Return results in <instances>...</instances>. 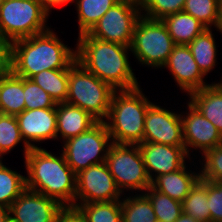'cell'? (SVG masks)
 I'll return each mask as SVG.
<instances>
[{"label":"cell","mask_w":222,"mask_h":222,"mask_svg":"<svg viewBox=\"0 0 222 222\" xmlns=\"http://www.w3.org/2000/svg\"><path fill=\"white\" fill-rule=\"evenodd\" d=\"M141 17V6L128 0H120L87 34L102 41L130 46L137 21Z\"/></svg>","instance_id":"obj_10"},{"label":"cell","mask_w":222,"mask_h":222,"mask_svg":"<svg viewBox=\"0 0 222 222\" xmlns=\"http://www.w3.org/2000/svg\"><path fill=\"white\" fill-rule=\"evenodd\" d=\"M214 37L213 28H207L188 44L195 62L205 76L217 65L218 46Z\"/></svg>","instance_id":"obj_23"},{"label":"cell","mask_w":222,"mask_h":222,"mask_svg":"<svg viewBox=\"0 0 222 222\" xmlns=\"http://www.w3.org/2000/svg\"><path fill=\"white\" fill-rule=\"evenodd\" d=\"M220 17H221V28H222V0H220Z\"/></svg>","instance_id":"obj_43"},{"label":"cell","mask_w":222,"mask_h":222,"mask_svg":"<svg viewBox=\"0 0 222 222\" xmlns=\"http://www.w3.org/2000/svg\"><path fill=\"white\" fill-rule=\"evenodd\" d=\"M114 89L77 61L69 68L66 102L88 112L98 122H104L109 113Z\"/></svg>","instance_id":"obj_5"},{"label":"cell","mask_w":222,"mask_h":222,"mask_svg":"<svg viewBox=\"0 0 222 222\" xmlns=\"http://www.w3.org/2000/svg\"><path fill=\"white\" fill-rule=\"evenodd\" d=\"M208 206L211 222H222V183L208 181Z\"/></svg>","instance_id":"obj_36"},{"label":"cell","mask_w":222,"mask_h":222,"mask_svg":"<svg viewBox=\"0 0 222 222\" xmlns=\"http://www.w3.org/2000/svg\"><path fill=\"white\" fill-rule=\"evenodd\" d=\"M208 181L200 179L182 202L183 213L198 222H211L208 206Z\"/></svg>","instance_id":"obj_27"},{"label":"cell","mask_w":222,"mask_h":222,"mask_svg":"<svg viewBox=\"0 0 222 222\" xmlns=\"http://www.w3.org/2000/svg\"><path fill=\"white\" fill-rule=\"evenodd\" d=\"M62 207L55 199L26 188L9 207L10 222H57Z\"/></svg>","instance_id":"obj_15"},{"label":"cell","mask_w":222,"mask_h":222,"mask_svg":"<svg viewBox=\"0 0 222 222\" xmlns=\"http://www.w3.org/2000/svg\"><path fill=\"white\" fill-rule=\"evenodd\" d=\"M57 222H88L82 211L76 206H63L59 211Z\"/></svg>","instance_id":"obj_37"},{"label":"cell","mask_w":222,"mask_h":222,"mask_svg":"<svg viewBox=\"0 0 222 222\" xmlns=\"http://www.w3.org/2000/svg\"><path fill=\"white\" fill-rule=\"evenodd\" d=\"M141 86L115 90L109 113L104 121L112 143L138 145L143 142L144 124L148 107L152 104Z\"/></svg>","instance_id":"obj_4"},{"label":"cell","mask_w":222,"mask_h":222,"mask_svg":"<svg viewBox=\"0 0 222 222\" xmlns=\"http://www.w3.org/2000/svg\"><path fill=\"white\" fill-rule=\"evenodd\" d=\"M11 44L0 38V78L10 71Z\"/></svg>","instance_id":"obj_38"},{"label":"cell","mask_w":222,"mask_h":222,"mask_svg":"<svg viewBox=\"0 0 222 222\" xmlns=\"http://www.w3.org/2000/svg\"><path fill=\"white\" fill-rule=\"evenodd\" d=\"M187 165L178 171L158 176L152 182V186L170 198L182 203L191 189L201 179L200 168H197L199 171L196 169V172L192 169L190 170L192 166L188 169Z\"/></svg>","instance_id":"obj_19"},{"label":"cell","mask_w":222,"mask_h":222,"mask_svg":"<svg viewBox=\"0 0 222 222\" xmlns=\"http://www.w3.org/2000/svg\"><path fill=\"white\" fill-rule=\"evenodd\" d=\"M24 78L11 70L0 78V113L17 116L25 110Z\"/></svg>","instance_id":"obj_21"},{"label":"cell","mask_w":222,"mask_h":222,"mask_svg":"<svg viewBox=\"0 0 222 222\" xmlns=\"http://www.w3.org/2000/svg\"><path fill=\"white\" fill-rule=\"evenodd\" d=\"M75 45L76 61L114 90H128L140 86L130 66V46L102 41L90 37L87 33L79 35Z\"/></svg>","instance_id":"obj_1"},{"label":"cell","mask_w":222,"mask_h":222,"mask_svg":"<svg viewBox=\"0 0 222 222\" xmlns=\"http://www.w3.org/2000/svg\"><path fill=\"white\" fill-rule=\"evenodd\" d=\"M51 27L39 34L11 43L10 70L31 79L44 70L70 68L76 62V48L63 43Z\"/></svg>","instance_id":"obj_2"},{"label":"cell","mask_w":222,"mask_h":222,"mask_svg":"<svg viewBox=\"0 0 222 222\" xmlns=\"http://www.w3.org/2000/svg\"><path fill=\"white\" fill-rule=\"evenodd\" d=\"M43 9L49 14L54 10L56 7L60 6H67V4L74 3V0H38Z\"/></svg>","instance_id":"obj_39"},{"label":"cell","mask_w":222,"mask_h":222,"mask_svg":"<svg viewBox=\"0 0 222 222\" xmlns=\"http://www.w3.org/2000/svg\"><path fill=\"white\" fill-rule=\"evenodd\" d=\"M175 45L162 20L142 16L137 21L130 50L138 64L161 69Z\"/></svg>","instance_id":"obj_7"},{"label":"cell","mask_w":222,"mask_h":222,"mask_svg":"<svg viewBox=\"0 0 222 222\" xmlns=\"http://www.w3.org/2000/svg\"><path fill=\"white\" fill-rule=\"evenodd\" d=\"M162 22L176 45H188L207 29L200 21L184 11L167 15Z\"/></svg>","instance_id":"obj_22"},{"label":"cell","mask_w":222,"mask_h":222,"mask_svg":"<svg viewBox=\"0 0 222 222\" xmlns=\"http://www.w3.org/2000/svg\"><path fill=\"white\" fill-rule=\"evenodd\" d=\"M26 188L58 201L62 206H75L76 174L59 156L40 147L31 148L24 158Z\"/></svg>","instance_id":"obj_3"},{"label":"cell","mask_w":222,"mask_h":222,"mask_svg":"<svg viewBox=\"0 0 222 222\" xmlns=\"http://www.w3.org/2000/svg\"><path fill=\"white\" fill-rule=\"evenodd\" d=\"M0 222H10V208L0 206Z\"/></svg>","instance_id":"obj_40"},{"label":"cell","mask_w":222,"mask_h":222,"mask_svg":"<svg viewBox=\"0 0 222 222\" xmlns=\"http://www.w3.org/2000/svg\"><path fill=\"white\" fill-rule=\"evenodd\" d=\"M138 147L151 182L160 175L178 171L193 159V156L188 155L185 146L142 142Z\"/></svg>","instance_id":"obj_14"},{"label":"cell","mask_w":222,"mask_h":222,"mask_svg":"<svg viewBox=\"0 0 222 222\" xmlns=\"http://www.w3.org/2000/svg\"><path fill=\"white\" fill-rule=\"evenodd\" d=\"M25 110L55 108L57 103L39 85L29 78H24Z\"/></svg>","instance_id":"obj_35"},{"label":"cell","mask_w":222,"mask_h":222,"mask_svg":"<svg viewBox=\"0 0 222 222\" xmlns=\"http://www.w3.org/2000/svg\"><path fill=\"white\" fill-rule=\"evenodd\" d=\"M152 203L156 219L175 222L182 214V203L156 190L152 185L144 192Z\"/></svg>","instance_id":"obj_32"},{"label":"cell","mask_w":222,"mask_h":222,"mask_svg":"<svg viewBox=\"0 0 222 222\" xmlns=\"http://www.w3.org/2000/svg\"><path fill=\"white\" fill-rule=\"evenodd\" d=\"M187 111L179 112L182 121L184 146L189 156L195 150L200 155L222 145V134L189 101ZM192 148V152L191 151ZM197 150V151H196Z\"/></svg>","instance_id":"obj_13"},{"label":"cell","mask_w":222,"mask_h":222,"mask_svg":"<svg viewBox=\"0 0 222 222\" xmlns=\"http://www.w3.org/2000/svg\"><path fill=\"white\" fill-rule=\"evenodd\" d=\"M68 79L69 68L44 70L31 78V80L47 92L56 103L66 102L68 96Z\"/></svg>","instance_id":"obj_25"},{"label":"cell","mask_w":222,"mask_h":222,"mask_svg":"<svg viewBox=\"0 0 222 222\" xmlns=\"http://www.w3.org/2000/svg\"><path fill=\"white\" fill-rule=\"evenodd\" d=\"M4 164L0 160V206L9 208L26 189V176Z\"/></svg>","instance_id":"obj_29"},{"label":"cell","mask_w":222,"mask_h":222,"mask_svg":"<svg viewBox=\"0 0 222 222\" xmlns=\"http://www.w3.org/2000/svg\"><path fill=\"white\" fill-rule=\"evenodd\" d=\"M21 142L25 158L31 148L21 136L16 116L0 113V160H3V156L11 153L10 151H13V148L15 149Z\"/></svg>","instance_id":"obj_30"},{"label":"cell","mask_w":222,"mask_h":222,"mask_svg":"<svg viewBox=\"0 0 222 222\" xmlns=\"http://www.w3.org/2000/svg\"><path fill=\"white\" fill-rule=\"evenodd\" d=\"M130 194V195H129ZM126 193L121 200L122 222H156L152 203L144 193Z\"/></svg>","instance_id":"obj_26"},{"label":"cell","mask_w":222,"mask_h":222,"mask_svg":"<svg viewBox=\"0 0 222 222\" xmlns=\"http://www.w3.org/2000/svg\"><path fill=\"white\" fill-rule=\"evenodd\" d=\"M88 222H122L121 200L75 203Z\"/></svg>","instance_id":"obj_31"},{"label":"cell","mask_w":222,"mask_h":222,"mask_svg":"<svg viewBox=\"0 0 222 222\" xmlns=\"http://www.w3.org/2000/svg\"><path fill=\"white\" fill-rule=\"evenodd\" d=\"M122 197L106 162L76 174L75 203L111 202L122 200Z\"/></svg>","instance_id":"obj_11"},{"label":"cell","mask_w":222,"mask_h":222,"mask_svg":"<svg viewBox=\"0 0 222 222\" xmlns=\"http://www.w3.org/2000/svg\"><path fill=\"white\" fill-rule=\"evenodd\" d=\"M57 140L62 143L70 138L88 131L98 121L88 112L67 102L57 103Z\"/></svg>","instance_id":"obj_18"},{"label":"cell","mask_w":222,"mask_h":222,"mask_svg":"<svg viewBox=\"0 0 222 222\" xmlns=\"http://www.w3.org/2000/svg\"><path fill=\"white\" fill-rule=\"evenodd\" d=\"M185 1L186 0H146L141 6L142 16L152 20H162L167 15L183 11Z\"/></svg>","instance_id":"obj_34"},{"label":"cell","mask_w":222,"mask_h":222,"mask_svg":"<svg viewBox=\"0 0 222 222\" xmlns=\"http://www.w3.org/2000/svg\"><path fill=\"white\" fill-rule=\"evenodd\" d=\"M5 0H0V8L2 6V4L4 3Z\"/></svg>","instance_id":"obj_44"},{"label":"cell","mask_w":222,"mask_h":222,"mask_svg":"<svg viewBox=\"0 0 222 222\" xmlns=\"http://www.w3.org/2000/svg\"><path fill=\"white\" fill-rule=\"evenodd\" d=\"M175 222H198L193 217L188 216L182 212L179 218Z\"/></svg>","instance_id":"obj_41"},{"label":"cell","mask_w":222,"mask_h":222,"mask_svg":"<svg viewBox=\"0 0 222 222\" xmlns=\"http://www.w3.org/2000/svg\"><path fill=\"white\" fill-rule=\"evenodd\" d=\"M163 68H168L177 87L187 96L210 85L205 81L207 77L199 69L188 45H175Z\"/></svg>","instance_id":"obj_16"},{"label":"cell","mask_w":222,"mask_h":222,"mask_svg":"<svg viewBox=\"0 0 222 222\" xmlns=\"http://www.w3.org/2000/svg\"><path fill=\"white\" fill-rule=\"evenodd\" d=\"M120 0H74L78 21V36L88 33L102 16Z\"/></svg>","instance_id":"obj_24"},{"label":"cell","mask_w":222,"mask_h":222,"mask_svg":"<svg viewBox=\"0 0 222 222\" xmlns=\"http://www.w3.org/2000/svg\"><path fill=\"white\" fill-rule=\"evenodd\" d=\"M49 14L38 0H5L0 8V38L10 44L48 30Z\"/></svg>","instance_id":"obj_6"},{"label":"cell","mask_w":222,"mask_h":222,"mask_svg":"<svg viewBox=\"0 0 222 222\" xmlns=\"http://www.w3.org/2000/svg\"><path fill=\"white\" fill-rule=\"evenodd\" d=\"M128 1H131L132 3L142 6L146 0H128Z\"/></svg>","instance_id":"obj_42"},{"label":"cell","mask_w":222,"mask_h":222,"mask_svg":"<svg viewBox=\"0 0 222 222\" xmlns=\"http://www.w3.org/2000/svg\"><path fill=\"white\" fill-rule=\"evenodd\" d=\"M183 11L196 18L206 28L215 27L222 35L220 0H186Z\"/></svg>","instance_id":"obj_28"},{"label":"cell","mask_w":222,"mask_h":222,"mask_svg":"<svg viewBox=\"0 0 222 222\" xmlns=\"http://www.w3.org/2000/svg\"><path fill=\"white\" fill-rule=\"evenodd\" d=\"M16 118L21 136L30 148L38 147L46 140L57 139L56 107L24 110Z\"/></svg>","instance_id":"obj_17"},{"label":"cell","mask_w":222,"mask_h":222,"mask_svg":"<svg viewBox=\"0 0 222 222\" xmlns=\"http://www.w3.org/2000/svg\"><path fill=\"white\" fill-rule=\"evenodd\" d=\"M188 96V101L222 134V83L211 82Z\"/></svg>","instance_id":"obj_20"},{"label":"cell","mask_w":222,"mask_h":222,"mask_svg":"<svg viewBox=\"0 0 222 222\" xmlns=\"http://www.w3.org/2000/svg\"><path fill=\"white\" fill-rule=\"evenodd\" d=\"M111 136L105 122H97L88 131L63 142L61 152L75 174L89 166L106 162Z\"/></svg>","instance_id":"obj_9"},{"label":"cell","mask_w":222,"mask_h":222,"mask_svg":"<svg viewBox=\"0 0 222 222\" xmlns=\"http://www.w3.org/2000/svg\"><path fill=\"white\" fill-rule=\"evenodd\" d=\"M143 142L184 146L181 115L152 103L145 117Z\"/></svg>","instance_id":"obj_12"},{"label":"cell","mask_w":222,"mask_h":222,"mask_svg":"<svg viewBox=\"0 0 222 222\" xmlns=\"http://www.w3.org/2000/svg\"><path fill=\"white\" fill-rule=\"evenodd\" d=\"M106 164L123 195L124 190L132 194L144 193L152 185L138 145L112 143Z\"/></svg>","instance_id":"obj_8"},{"label":"cell","mask_w":222,"mask_h":222,"mask_svg":"<svg viewBox=\"0 0 222 222\" xmlns=\"http://www.w3.org/2000/svg\"><path fill=\"white\" fill-rule=\"evenodd\" d=\"M198 161L201 179L222 183V145L206 151Z\"/></svg>","instance_id":"obj_33"}]
</instances>
